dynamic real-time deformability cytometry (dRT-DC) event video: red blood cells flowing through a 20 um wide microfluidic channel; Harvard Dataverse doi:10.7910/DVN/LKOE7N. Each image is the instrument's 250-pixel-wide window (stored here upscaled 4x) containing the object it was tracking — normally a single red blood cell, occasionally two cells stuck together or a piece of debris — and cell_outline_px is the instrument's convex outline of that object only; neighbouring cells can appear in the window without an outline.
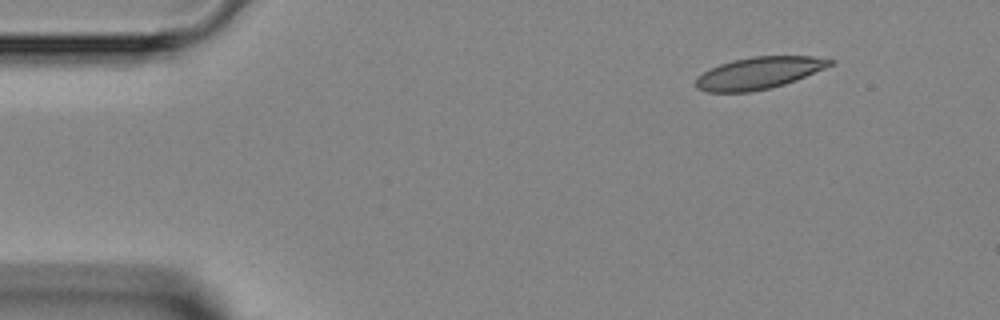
{"species": "Egyptian fruit bat (a non-hibernating species)", "species_latin": "Rousettus aegyptiacus", "temperature_condition": "room temperature", "stored_images_in_passage": 3, "camera_frame_rate_fps": 3000, "um_per_image_px": 0.085, "animal": {"sex": "female"}, "frame": {"image": 1, "passage_image": 1, "time_ms": 0.0, "image_size_px": [1000, 320], "cell_outline_px": [[836, 60], [832, 64], [824, 68], [796, 80], [784, 84], [752, 92], [708, 92], [696, 88], [696, 76], [708, 68], [732, 60], [752, 56], [812, 56]], "centroid_in_image_um": [64.46, 6.2], "position_along_channel_um": 20.5, "area_um2": 25.03}}